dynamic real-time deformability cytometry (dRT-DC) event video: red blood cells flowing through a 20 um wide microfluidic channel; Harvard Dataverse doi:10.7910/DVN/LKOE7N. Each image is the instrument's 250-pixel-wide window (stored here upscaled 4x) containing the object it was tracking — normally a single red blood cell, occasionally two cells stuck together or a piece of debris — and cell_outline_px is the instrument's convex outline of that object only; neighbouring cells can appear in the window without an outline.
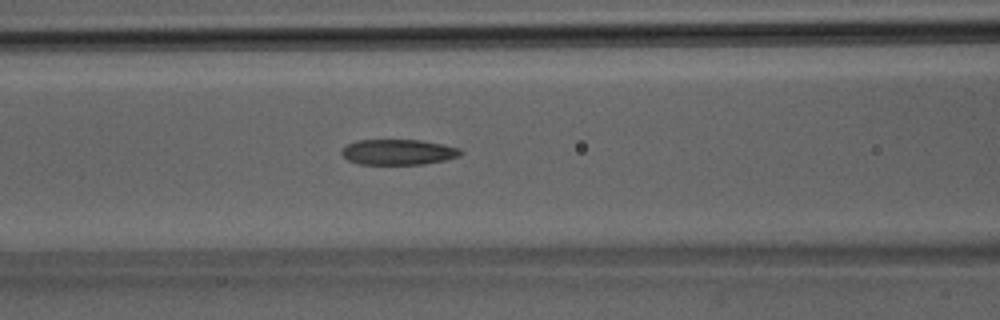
{"species": "Egyptian fruit bat (a non-hibernating species)", "species_latin": "Rousettus aegyptiacus", "temperature_condition": "room temperature", "stored_images_in_passage": 30, "camera_frame_rate_fps": 3000, "um_per_image_px": 0.085, "animal": {"sex": "male"}, "frame": {"image": 1, "passage_image": 11, "time_ms": 3.333, "image_size_px": [1000, 320], "cell_outline_px": [[464, 152], [460, 156], [444, 160], [424, 164], [360, 164], [348, 160], [340, 152], [348, 144], [356, 140], [420, 140], [444, 144], [460, 148]], "centroid_in_image_um": [33.89, 12.92], "position_along_channel_um": 132.7, "area_um2": 17.69}}